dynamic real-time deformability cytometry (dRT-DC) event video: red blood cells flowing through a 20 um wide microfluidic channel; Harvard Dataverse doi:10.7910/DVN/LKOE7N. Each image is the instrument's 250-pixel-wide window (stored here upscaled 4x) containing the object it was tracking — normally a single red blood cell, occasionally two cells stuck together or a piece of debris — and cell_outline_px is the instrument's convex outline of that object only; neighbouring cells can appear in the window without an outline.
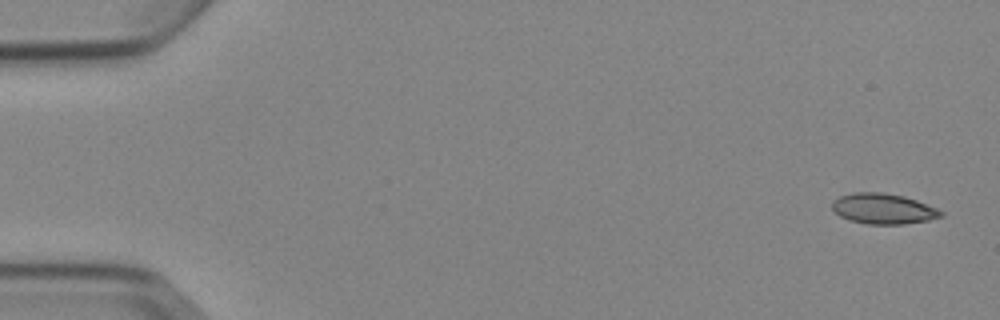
{"species": "Egyptian fruit bat (a non-hibernating species)", "species_latin": "Rousettus aegyptiacus", "temperature_condition": "cold", "stored_images_in_passage": 4, "camera_frame_rate_fps": 3000, "um_per_image_px": 0.085, "animal": {"sex": "female"}, "frame": {"image": 1, "passage_image": 1, "time_ms": 0.0, "image_size_px": [1000, 320], "cell_outline_px": [[944, 216], [928, 220], [904, 224], [868, 224], [848, 220], [840, 216], [832, 208], [832, 200], [840, 196], [852, 192], [880, 192], [904, 196], [916, 200], [936, 208], [944, 212]], "centroid_in_image_um": [75.07, 17.74], "position_along_channel_um": 9.9, "area_um2": 19.36}}
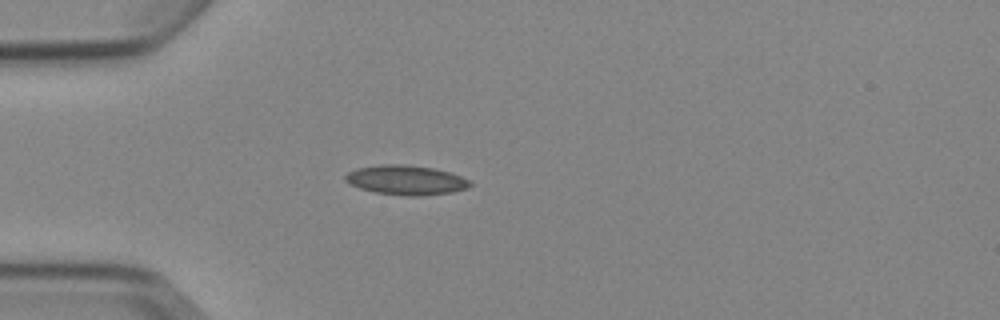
{"frame": {"image": 2, "passage_image": 4, "time_ms": 4.333, "image_size_px": [1000, 320], "cell_outline_px": [[472, 184], [468, 188], [452, 192], [420, 196], [404, 196], [376, 192], [360, 188], [344, 180], [344, 176], [348, 172], [356, 168], [380, 164], [404, 164], [432, 168], [452, 172], [468, 180]], "centroid_in_image_um": [34.51, 15.3], "position_along_channel_um": 50.5, "area_um2": 21.5}}